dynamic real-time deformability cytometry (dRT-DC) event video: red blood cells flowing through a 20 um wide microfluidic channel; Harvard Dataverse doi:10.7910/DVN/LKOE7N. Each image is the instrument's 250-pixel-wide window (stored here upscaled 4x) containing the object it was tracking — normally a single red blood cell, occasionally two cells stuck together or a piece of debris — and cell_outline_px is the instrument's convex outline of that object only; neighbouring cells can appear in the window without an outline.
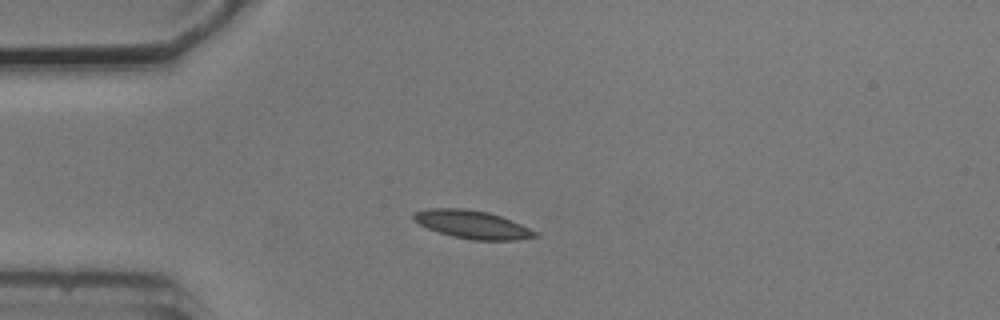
{"species": "common noctule bat (a hibernating species)", "species_latin": "Nyctalus noctula", "temperature_condition": "cold", "stored_images_in_passage": 17, "camera_frame_rate_fps": 3000, "um_per_image_px": 0.085, "animal": {"sex": "male", "body_mass_g": 20.5, "forearm_length_mm": 52.5}, "frame": {"image": 1, "passage_image": 11, "time_ms": 3.333, "image_size_px": [1000, 320], "cell_outline_px": [[536, 236], [516, 240], [472, 240], [452, 236], [428, 228], [412, 220], [412, 216], [416, 212], [428, 208], [464, 208], [488, 212], [500, 216], [520, 224], [536, 232]], "centroid_in_image_um": [40.1, 19.07], "position_along_channel_um": 44.9, "area_um2": 19.59}}